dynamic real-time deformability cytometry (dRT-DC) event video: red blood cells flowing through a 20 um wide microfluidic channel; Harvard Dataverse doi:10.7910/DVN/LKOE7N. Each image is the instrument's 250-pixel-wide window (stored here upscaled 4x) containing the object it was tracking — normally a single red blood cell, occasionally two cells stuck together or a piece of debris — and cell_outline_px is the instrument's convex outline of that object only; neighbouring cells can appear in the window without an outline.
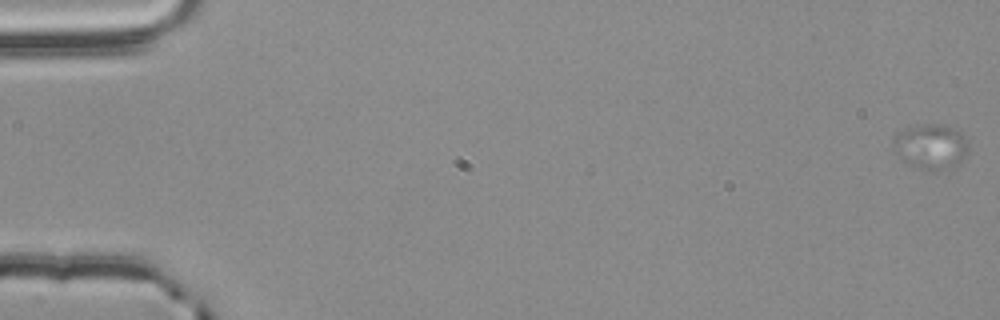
{"species": "common noctule bat (a hibernating species)", "species_latin": "Nyctalus noctula", "temperature_condition": "room temperature", "stored_images_in_passage": 26, "camera_frame_rate_fps": 3000, "um_per_image_px": 0.085, "animal": {"sex": "male", "body_mass_g": 20.4}, "frame": {"image": 1, "passage_image": 1, "time_ms": 0.0, "image_size_px": [1000, 320], "cell_outline_px": [[968, 152], [960, 160], [936, 172], [920, 168], [904, 160], [892, 148], [896, 136], [904, 128], [920, 124], [944, 124], [960, 132], [968, 140]], "centroid_in_image_um": [79.13, 12.41], "position_along_channel_um": 5.9, "area_um2": 19.31}}
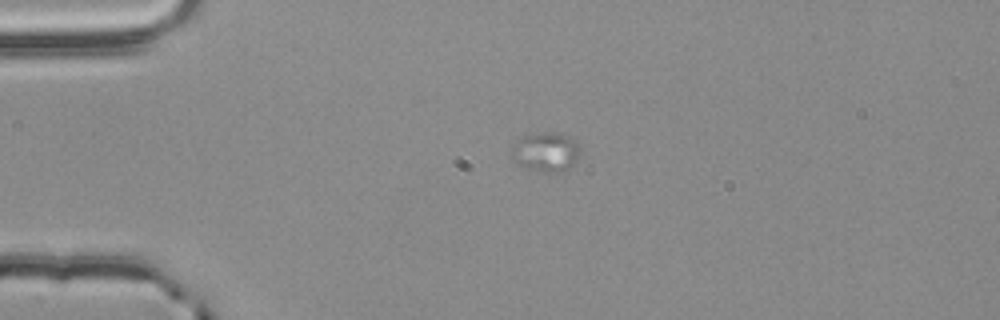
{"frame": {"image": 2, "passage_image": 15, "time_ms": 4.667, "image_size_px": [1000, 320], "cell_outline_px": [[580, 152], [576, 160], [568, 168], [560, 172], [544, 172], [528, 168], [520, 164], [508, 156], [512, 144], [516, 140], [524, 136], [540, 132], [552, 132], [572, 136]], "centroid_in_image_um": [46.34, 12.89], "position_along_channel_um": 38.7, "area_um2": 15.78}}